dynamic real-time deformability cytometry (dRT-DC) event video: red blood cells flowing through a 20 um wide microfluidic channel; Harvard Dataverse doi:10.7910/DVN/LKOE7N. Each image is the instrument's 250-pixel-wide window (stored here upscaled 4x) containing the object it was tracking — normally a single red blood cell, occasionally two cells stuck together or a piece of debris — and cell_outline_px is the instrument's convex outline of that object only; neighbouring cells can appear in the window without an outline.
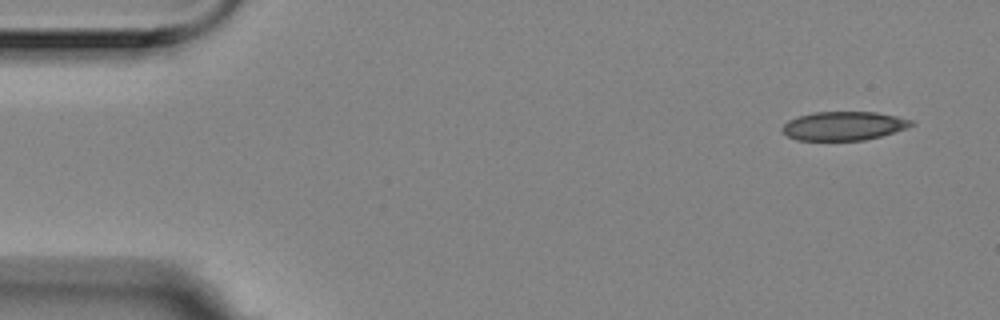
{"species": "Egyptian fruit bat (a non-hibernating species)", "species_latin": "Rousettus aegyptiacus", "temperature_condition": "room temperature", "stored_images_in_passage": 4, "camera_frame_rate_fps": 3000, "um_per_image_px": 0.085, "animal": {"sex": "female"}, "frame": {"image": 1, "passage_image": 1, "time_ms": 0.0, "image_size_px": [1000, 320], "cell_outline_px": [[916, 124], [880, 136], [864, 140], [796, 140], [788, 136], [780, 128], [788, 120], [812, 112], [876, 112], [896, 116], [912, 120]], "centroid_in_image_um": [71.69, 10.7], "position_along_channel_um": 13.3, "area_um2": 21.44}}
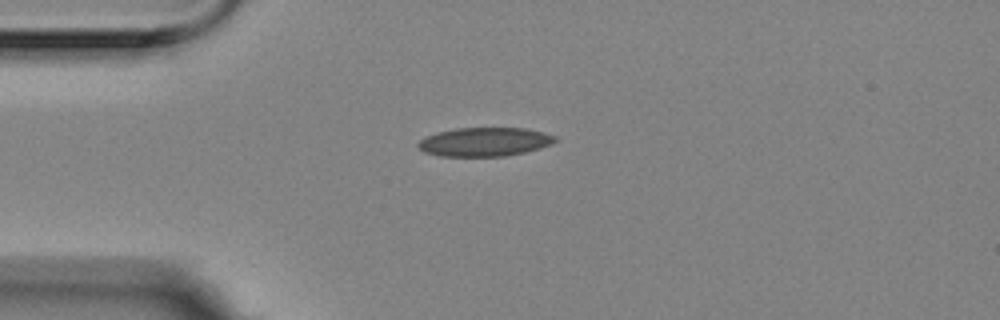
{"frame": {"image": 2, "passage_image": 4, "time_ms": 1.0, "image_size_px": [1000, 320], "cell_outline_px": [[560, 140], [552, 144], [540, 148], [524, 152], [504, 156], [440, 156], [424, 152], [416, 144], [424, 136], [436, 132], [456, 128], [524, 128], [544, 132], [556, 136]], "centroid_in_image_um": [41.2, 12.05], "position_along_channel_um": 43.8, "area_um2": 23.18}}